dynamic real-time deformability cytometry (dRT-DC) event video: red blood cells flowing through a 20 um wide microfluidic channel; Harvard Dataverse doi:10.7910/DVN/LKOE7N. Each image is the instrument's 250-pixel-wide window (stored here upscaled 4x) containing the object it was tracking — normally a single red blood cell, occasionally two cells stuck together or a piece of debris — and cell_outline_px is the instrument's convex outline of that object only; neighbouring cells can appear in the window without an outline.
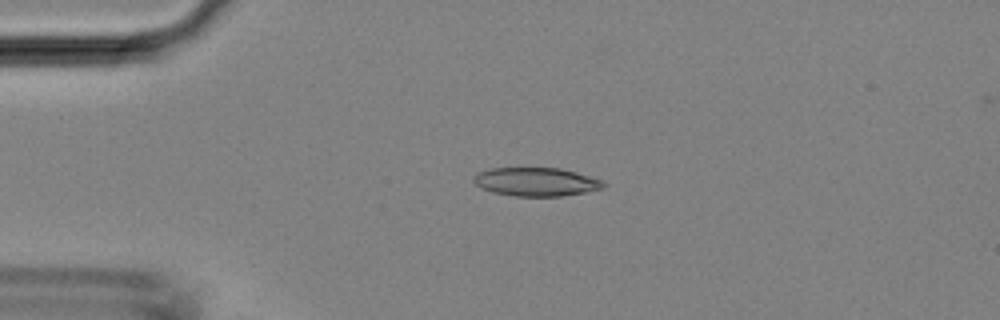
{"species": "Egyptian fruit bat (a non-hibernating species)", "species_latin": "Rousettus aegyptiacus", "temperature_condition": "room temperature", "stored_images_in_passage": 45, "camera_frame_rate_fps": 3000, "um_per_image_px": 0.085, "animal": {"sex": "female"}, "frame": {"image": 1, "passage_image": 11, "time_ms": 3.333, "image_size_px": [1000, 320], "cell_outline_px": [[608, 184], [604, 188], [588, 192], [560, 196], [516, 196], [492, 192], [480, 188], [472, 180], [472, 176], [476, 172], [492, 168], [560, 168], [576, 172], [604, 180]], "centroid_in_image_um": [45.59, 15.45], "position_along_channel_um": 39.4, "area_um2": 21.91}}
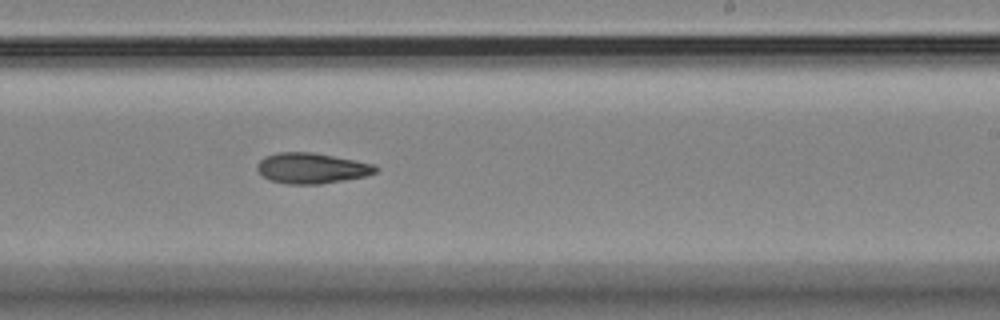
{"frame": {"image": 2, "passage_image": 28, "time_ms": 9.0, "image_size_px": [1000, 320], "cell_outline_px": [[380, 168], [376, 172], [364, 176], [344, 180], [320, 184], [288, 184], [268, 180], [256, 168], [256, 164], [264, 156], [276, 152], [312, 152], [376, 164]], "centroid_in_image_um": [26.48, 14.29], "position_along_channel_um": 262.5, "area_um2": 21.21}}
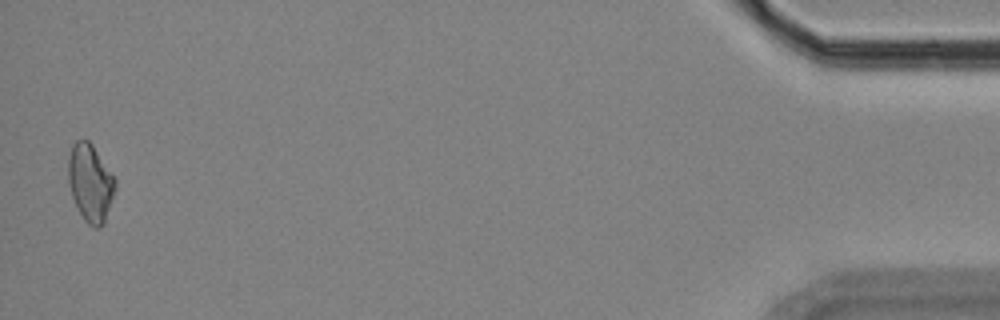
{"frame": {"image": 3, "passage_image": 45, "time_ms": 14.667, "image_size_px": [1000, 320], "cell_outline_px": [[116, 188], [104, 224], [100, 228], [92, 228], [84, 220], [72, 196], [68, 184], [68, 156], [72, 144], [76, 140], [88, 140], [92, 144], [116, 180]], "centroid_in_image_um": [7.67, 15.55], "position_along_channel_um": 427.5, "area_um2": 21.27}}